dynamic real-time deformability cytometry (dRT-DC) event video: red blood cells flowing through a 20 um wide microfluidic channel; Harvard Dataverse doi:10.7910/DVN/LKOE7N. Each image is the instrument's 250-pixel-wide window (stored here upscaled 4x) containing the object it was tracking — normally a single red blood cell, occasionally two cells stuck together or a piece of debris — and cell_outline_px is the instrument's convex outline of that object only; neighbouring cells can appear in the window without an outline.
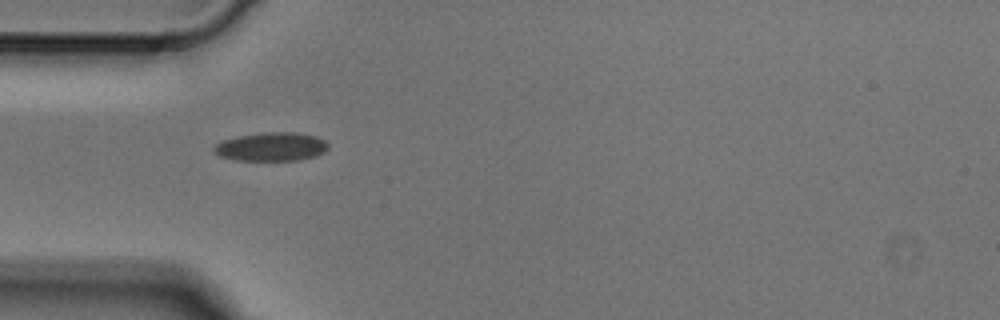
{"species": "Egyptian fruit bat (a non-hibernating species)", "species_latin": "Rousettus aegyptiacus", "temperature_condition": "cold", "stored_images_in_passage": 1, "camera_frame_rate_fps": 3000, "um_per_image_px": 0.085, "animal": {"sex": "male"}, "frame": {"image": 1, "passage_image": 1, "time_ms": 0.0, "image_size_px": [1000, 320], "cell_outline_px": [[328, 148], [324, 152], [316, 156], [300, 160], [236, 160], [220, 156], [212, 152], [212, 148], [220, 140], [240, 136], [264, 132], [296, 132], [316, 136], [324, 140], [328, 144]], "centroid_in_image_um": [23.05, 12.47], "position_along_channel_um": 62.0, "area_um2": 19.19}}